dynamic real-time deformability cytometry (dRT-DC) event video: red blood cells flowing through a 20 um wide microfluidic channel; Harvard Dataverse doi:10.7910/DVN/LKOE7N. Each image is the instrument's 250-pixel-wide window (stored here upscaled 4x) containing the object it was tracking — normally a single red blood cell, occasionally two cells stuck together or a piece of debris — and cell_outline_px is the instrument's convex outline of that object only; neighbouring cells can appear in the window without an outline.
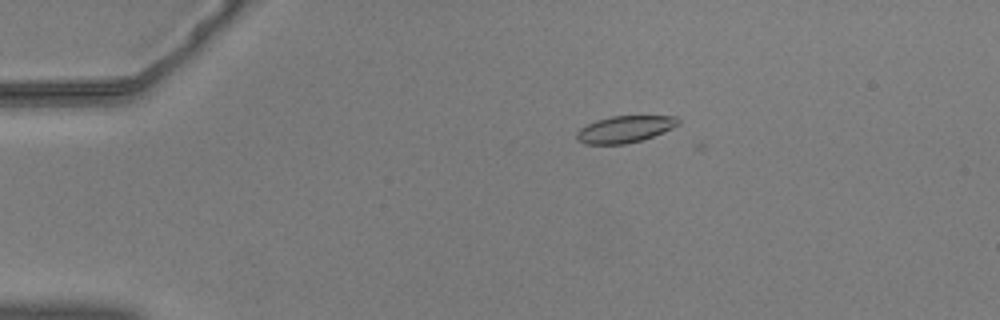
{"species": "common noctule bat (a hibernating species)", "species_latin": "Nyctalus noctula", "temperature_condition": "warm", "stored_images_in_passage": 4, "camera_frame_rate_fps": 3000, "um_per_image_px": 0.085, "animal": {"sex": "male", "body_mass_g": 20.5, "forearm_length_mm": 52.5}, "frame": {"image": 1, "passage_image": 3, "time_ms": 0.667, "image_size_px": [1000, 320], "cell_outline_px": [[680, 124], [672, 128], [644, 140], [624, 144], [584, 144], [576, 140], [576, 132], [580, 128], [596, 120], [612, 116], [676, 116], [680, 120]], "centroid_in_image_um": [53.1, 10.99], "position_along_channel_um": 31.9, "area_um2": 15.95}}